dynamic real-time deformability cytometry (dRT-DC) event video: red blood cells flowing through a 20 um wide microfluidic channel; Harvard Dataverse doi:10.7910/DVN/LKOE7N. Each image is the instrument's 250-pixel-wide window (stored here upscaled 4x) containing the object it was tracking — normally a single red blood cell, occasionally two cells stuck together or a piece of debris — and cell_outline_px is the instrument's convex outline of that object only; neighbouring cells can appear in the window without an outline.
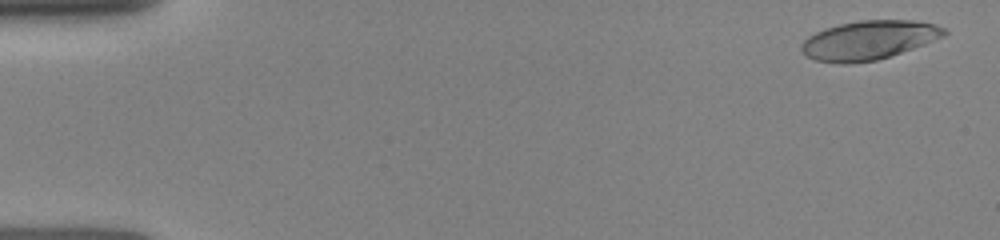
{"species": "human", "species_latin": "Homo sapiens", "temperature_condition": "room temperature", "stored_images_in_passage": 31, "camera_frame_rate_fps": 3000, "um_per_image_px": 0.085, "donor": {"sex": "female"}, "frame": {"image": 1, "passage_image": 2, "time_ms": 0.333, "image_size_px": [1000, 240], "cell_outline_px": [[948, 32], [944, 36], [924, 44], [876, 60], [844, 64], [840, 64], [816, 60], [808, 56], [800, 48], [800, 44], [808, 36], [824, 28], [840, 24], [860, 20], [912, 20], [936, 24], [944, 28]], "centroid_in_image_um": [73.83, 3.4], "position_along_channel_um": 11.2, "area_um2": 32.19}}
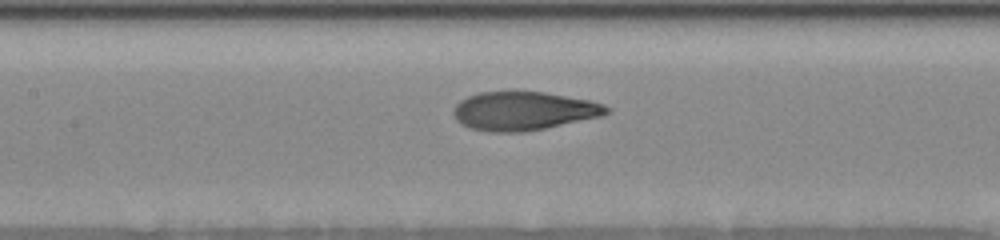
{"frame": {"image": 2, "passage_image": 18, "time_ms": 7.333, "image_size_px": [1000, 240], "cell_outline_px": [[612, 108], [608, 112], [600, 116], [544, 128], [524, 132], [488, 132], [468, 128], [460, 124], [456, 120], [452, 112], [456, 104], [460, 100], [468, 96], [480, 92], [516, 88], [544, 92], [592, 100], [604, 104]], "centroid_in_image_um": [44.46, 9.39], "position_along_channel_um": 162.9, "area_um2": 35.43}}
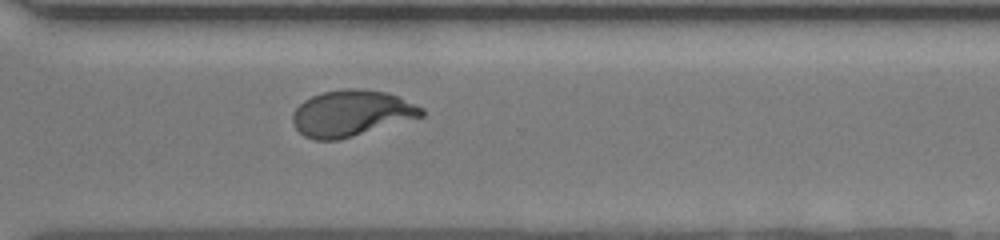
{"frame": {"image": 3, "passage_image": 31, "time_ms": 11.667, "image_size_px": [1000, 240], "cell_outline_px": [[424, 116], [340, 140], [316, 140], [304, 136], [296, 128], [292, 120], [292, 112], [304, 100], [312, 96], [324, 92], [344, 88], [360, 88], [384, 92], [400, 96], [424, 108]], "centroid_in_image_um": [29.88, 9.62], "position_along_channel_um": 340.7, "area_um2": 34.8}}